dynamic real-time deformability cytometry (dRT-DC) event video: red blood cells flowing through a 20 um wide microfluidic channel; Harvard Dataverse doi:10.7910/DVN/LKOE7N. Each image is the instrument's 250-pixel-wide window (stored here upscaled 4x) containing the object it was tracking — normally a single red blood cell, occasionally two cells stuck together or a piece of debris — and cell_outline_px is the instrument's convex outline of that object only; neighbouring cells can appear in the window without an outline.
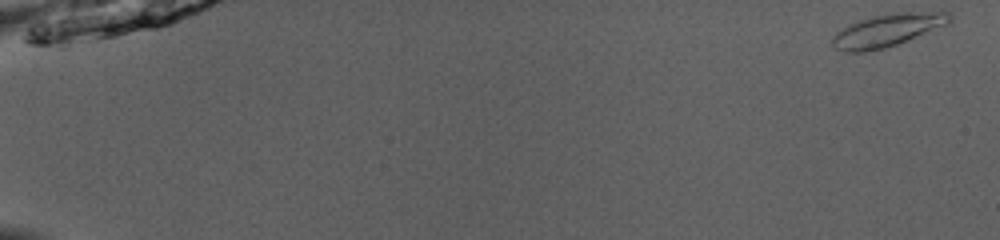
{"species": "common noctule bat (a hibernating species)", "species_latin": "Nyctalus noctula", "temperature_condition": "room temperature", "stored_images_in_passage": 51, "camera_frame_rate_fps": 3000, "um_per_image_px": 0.085, "animal": {"sex": "male", "body_mass_g": 13.0, "forearm_length_mm": 53.1}, "frame": {"image": 1, "passage_image": 1, "time_ms": 0.0, "image_size_px": [1000, 240], "cell_outline_px": [[952, 24], [896, 44], [884, 48], [864, 52], [844, 52], [832, 48], [832, 36], [836, 32], [848, 24], [872, 16], [892, 12], [952, 12]], "centroid_in_image_um": [75.45, 2.56], "position_along_channel_um": 9.5, "area_um2": 22.72}}
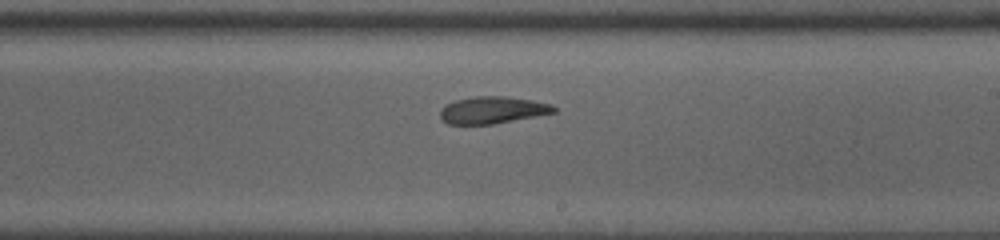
{"frame": {"image": 2, "passage_image": 32, "time_ms": 10.333, "image_size_px": [1000, 240], "cell_outline_px": [[556, 112], [536, 116], [492, 124], [448, 124], [440, 116], [440, 112], [448, 104], [456, 100], [476, 96], [504, 96], [532, 100], [552, 104], [556, 108]], "centroid_in_image_um": [41.9, 9.35], "position_along_channel_um": 247.1, "area_um2": 17.63}}
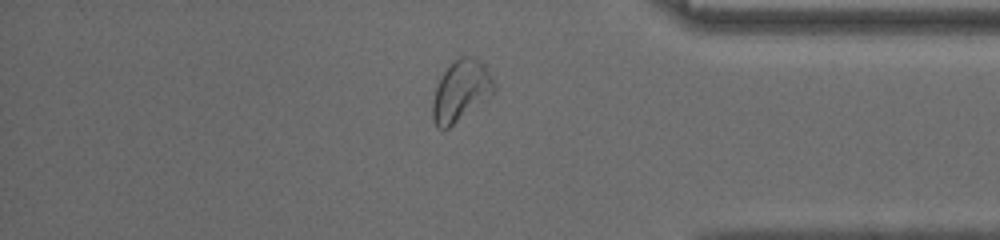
{"frame": {"image": 3, "passage_image": 44, "time_ms": 14.333, "image_size_px": [1000, 240], "cell_outline_px": [[496, 92], [448, 128], [436, 128], [432, 120], [432, 100], [436, 88], [444, 72], [452, 60], [460, 56], [468, 56], [480, 60], [484, 64], [496, 84]], "centroid_in_image_um": [39.18, 7.71], "position_along_channel_um": 396.0, "area_um2": 21.85}, "authors_computed_cell_mechanics": {"area_um2": 19.941, "velocity_mm_per_s": 4.0406, "shape_relaxation_time_tau1_ms": 5.6561, "shape_relaxation_time_tau2_ms": 3.4596, "deformation_change_tau1": 0.174, "deformation_change_tau2": 0.0922}}